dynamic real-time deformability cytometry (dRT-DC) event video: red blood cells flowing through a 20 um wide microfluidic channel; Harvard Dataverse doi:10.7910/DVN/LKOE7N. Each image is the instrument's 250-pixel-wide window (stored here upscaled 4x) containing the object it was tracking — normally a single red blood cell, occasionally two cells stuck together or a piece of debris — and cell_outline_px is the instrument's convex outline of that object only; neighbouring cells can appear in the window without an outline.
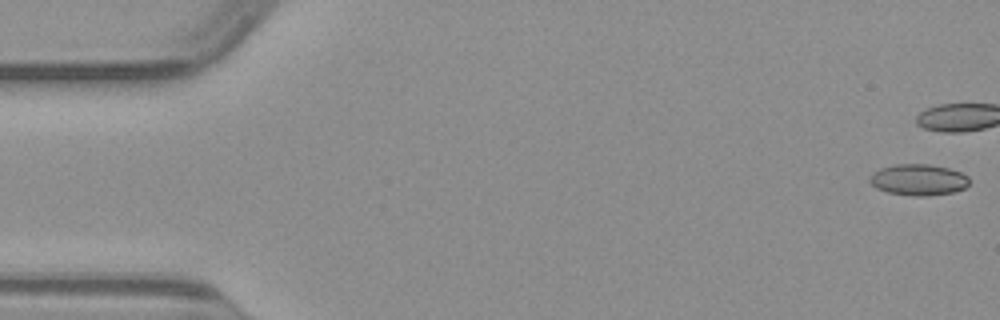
{"species": "common noctule bat (a hibernating species)", "species_latin": "Nyctalus noctula", "temperature_condition": "warm", "stored_images_in_passage": 38, "camera_frame_rate_fps": 3000, "um_per_image_px": 0.085, "animal": {"sex": "male", "body_mass_g": 23.1, "forearm_length_mm": 52.7}, "frame": {"image": 1, "passage_image": 1, "time_ms": 0.0, "image_size_px": [1000, 320], "cell_outline_px": [[968, 184], [964, 188], [952, 192], [928, 196], [916, 196], [888, 192], [876, 188], [868, 180], [872, 172], [880, 168], [896, 164], [928, 164], [948, 168], [960, 172], [968, 176]], "centroid_in_image_um": [78.04, 15.27], "position_along_channel_um": 7.0, "area_um2": 18.03}}